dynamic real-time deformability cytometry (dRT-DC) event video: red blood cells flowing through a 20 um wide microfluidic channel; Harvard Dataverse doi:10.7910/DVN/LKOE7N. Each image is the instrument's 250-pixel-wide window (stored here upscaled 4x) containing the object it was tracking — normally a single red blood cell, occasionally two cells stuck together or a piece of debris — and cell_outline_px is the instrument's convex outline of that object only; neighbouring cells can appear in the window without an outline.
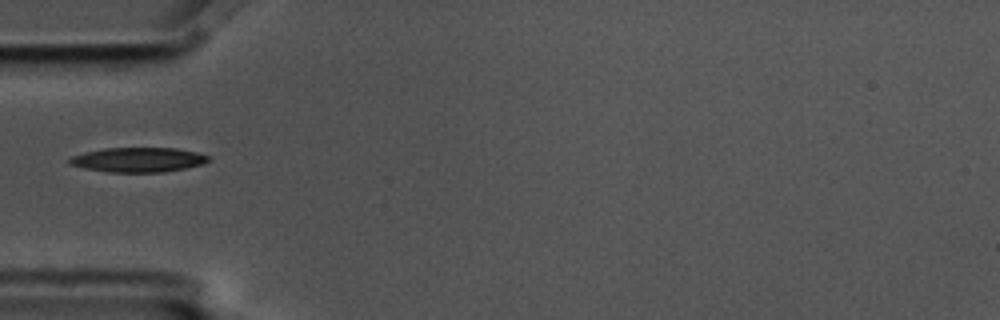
{"species": "common noctule bat (a hibernating species)", "species_latin": "Nyctalus noctula", "temperature_condition": "cold", "stored_images_in_passage": 7, "camera_frame_rate_fps": 3000, "um_per_image_px": 0.085, "animal": {"sex": "male", "body_mass_g": 17.5, "forearm_length_mm": 52.3}, "frame": {"image": 1, "passage_image": 1, "time_ms": 0.0, "image_size_px": [1000, 320], "cell_outline_px": [[212, 160], [204, 164], [164, 172], [108, 172], [84, 168], [68, 164], [68, 160], [72, 156], [84, 152], [104, 148], [176, 148], [196, 152], [208, 156]], "centroid_in_image_um": [11.75, 13.58], "position_along_channel_um": 73.3, "area_um2": 20.0}}
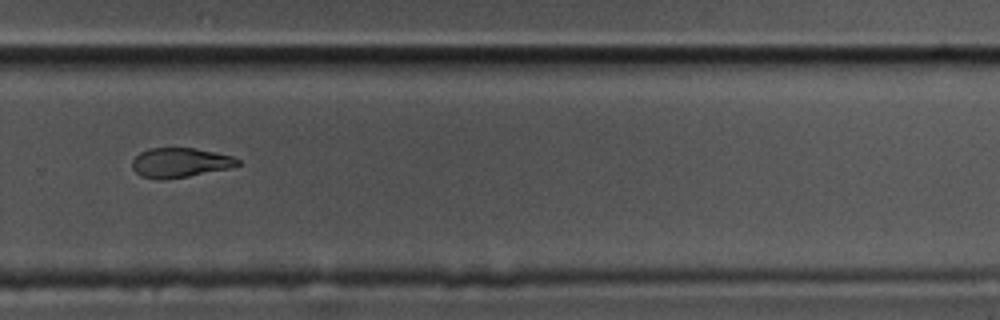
{"frame": {"image": 2, "passage_image": 7, "time_ms": 2.0, "image_size_px": [1000, 320], "cell_outline_px": [[240, 164], [228, 168], [188, 176], [164, 180], [160, 180], [140, 176], [132, 168], [132, 160], [140, 152], [148, 148], [196, 148], [232, 156], [240, 160]], "centroid_in_image_um": [15.27, 13.82], "position_along_channel_um": 314.5, "area_um2": 18.15}}